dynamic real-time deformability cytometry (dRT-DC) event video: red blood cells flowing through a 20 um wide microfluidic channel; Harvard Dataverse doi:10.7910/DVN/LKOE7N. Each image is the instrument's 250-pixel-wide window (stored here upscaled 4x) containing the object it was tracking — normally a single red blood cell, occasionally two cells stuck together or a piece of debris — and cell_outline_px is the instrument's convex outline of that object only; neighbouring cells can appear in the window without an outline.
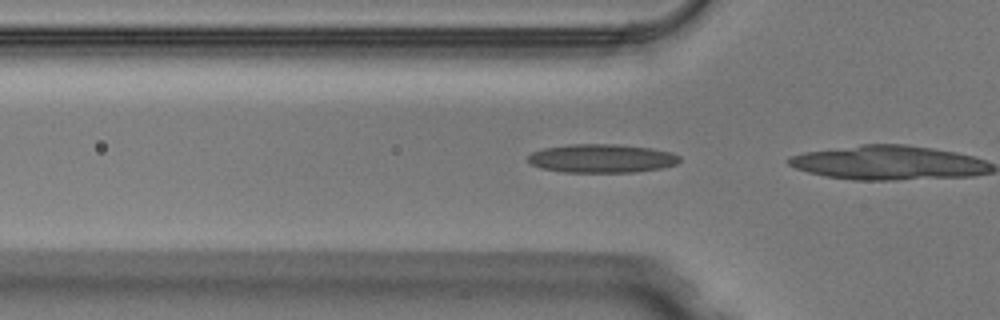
{"species": "Egyptian fruit bat (a non-hibernating species)", "species_latin": "Rousettus aegyptiacus", "temperature_condition": "warm", "stored_images_in_passage": 4, "camera_frame_rate_fps": 3000, "um_per_image_px": 0.085, "animal": {"sex": "male"}, "frame": {"image": 1, "passage_image": 3, "time_ms": 0.667, "image_size_px": [1000, 320], "cell_outline_px": [[680, 160], [676, 164], [660, 168], [632, 172], [564, 172], [540, 168], [532, 164], [528, 160], [528, 156], [532, 152], [544, 148], [568, 144], [616, 144], [652, 148], [672, 152], [680, 156]], "centroid_in_image_um": [51.14, 13.46], "position_along_channel_um": 74.7, "area_um2": 25.26}}